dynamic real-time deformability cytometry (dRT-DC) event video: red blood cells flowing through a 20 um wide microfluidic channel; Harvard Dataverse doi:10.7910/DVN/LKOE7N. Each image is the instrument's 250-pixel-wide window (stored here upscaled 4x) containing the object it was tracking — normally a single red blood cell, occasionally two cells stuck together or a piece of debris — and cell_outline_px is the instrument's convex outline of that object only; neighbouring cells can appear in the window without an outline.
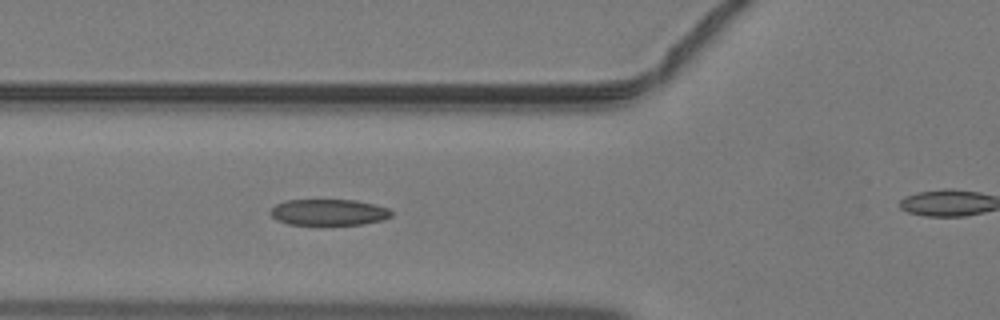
{"species": "common noctule bat (a hibernating species)", "species_latin": "Nyctalus noctula", "temperature_condition": "warm", "stored_images_in_passage": 28, "camera_frame_rate_fps": 3000, "um_per_image_px": 0.085, "animal": {"sex": "male", "body_mass_g": 19.2, "forearm_length_mm": 51.8}, "frame": {"image": 1, "passage_image": 6, "time_ms": 1.667, "image_size_px": [1000, 320], "cell_outline_px": [[392, 216], [380, 220], [360, 224], [288, 224], [276, 220], [272, 216], [272, 208], [276, 204], [288, 200], [356, 200], [376, 204], [388, 208], [392, 212]], "centroid_in_image_um": [27.96, 18.03], "position_along_channel_um": 97.8, "area_um2": 18.21}}
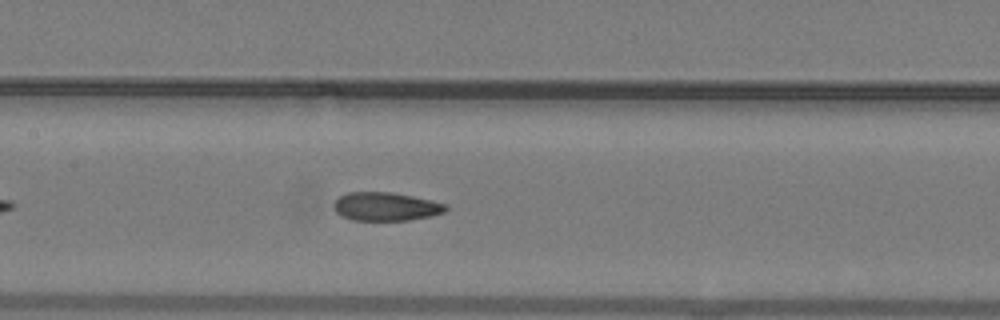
{"frame": {"image": 2, "passage_image": 11, "time_ms": 3.333, "image_size_px": [1000, 320], "cell_outline_px": [[448, 208], [444, 212], [432, 216], [408, 220], [352, 220], [340, 216], [336, 212], [336, 200], [340, 196], [348, 192], [392, 192], [412, 196], [444, 204]], "centroid_in_image_um": [32.78, 17.56], "position_along_channel_um": 174.6, "area_um2": 18.32}}
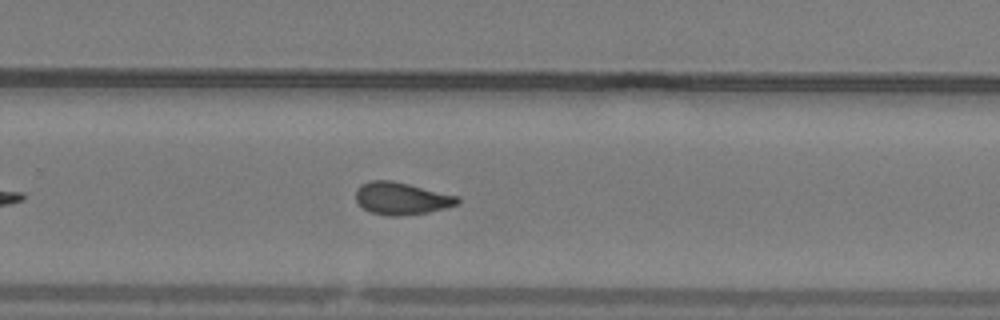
{"frame": {"image": 3, "passage_image": 19, "time_ms": 6.0, "image_size_px": [1000, 320], "cell_outline_px": [[460, 204], [428, 212], [400, 216], [384, 216], [372, 212], [364, 208], [356, 200], [356, 188], [360, 184], [368, 180], [392, 180], [460, 196]], "centroid_in_image_um": [34.14, 16.86], "position_along_channel_um": 295.7, "area_um2": 19.36}}